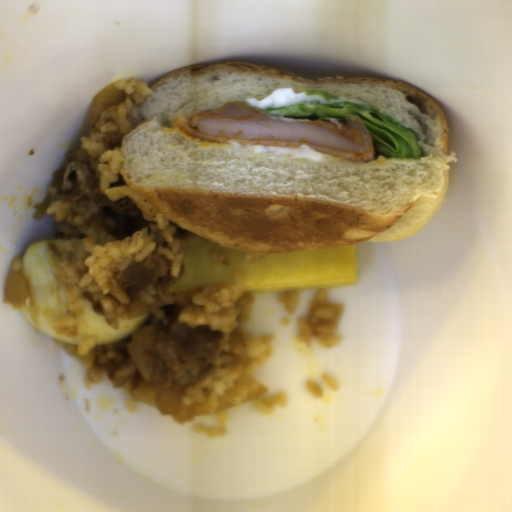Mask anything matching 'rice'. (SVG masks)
Masks as SVG:
<instances>
[{"instance_id":"b023fe2a","label":"rice","mask_w":512,"mask_h":512,"mask_svg":"<svg viewBox=\"0 0 512 512\" xmlns=\"http://www.w3.org/2000/svg\"><path fill=\"white\" fill-rule=\"evenodd\" d=\"M255 409L262 414L271 413L274 406H286V397L283 391H279L275 395H260L250 400Z\"/></svg>"},{"instance_id":"5b1b7eff","label":"rice","mask_w":512,"mask_h":512,"mask_svg":"<svg viewBox=\"0 0 512 512\" xmlns=\"http://www.w3.org/2000/svg\"><path fill=\"white\" fill-rule=\"evenodd\" d=\"M322 381L333 391H337L339 386L332 376L322 375Z\"/></svg>"},{"instance_id":"50a67109","label":"rice","mask_w":512,"mask_h":512,"mask_svg":"<svg viewBox=\"0 0 512 512\" xmlns=\"http://www.w3.org/2000/svg\"><path fill=\"white\" fill-rule=\"evenodd\" d=\"M157 292L153 287H147L144 291H142L138 296H140L142 303L144 304H153L154 296Z\"/></svg>"},{"instance_id":"652b925c","label":"rice","mask_w":512,"mask_h":512,"mask_svg":"<svg viewBox=\"0 0 512 512\" xmlns=\"http://www.w3.org/2000/svg\"><path fill=\"white\" fill-rule=\"evenodd\" d=\"M116 85L123 91L124 100L104 111L96 131L81 138V147L100 160L99 190L111 201L131 197L149 223L123 240L98 242L85 236L82 242L84 248L70 246V240L59 245L58 253L73 252L76 257L73 263L65 261L52 269L54 275L67 284L65 301L68 312L62 314L54 325L58 333L64 336L77 335V316L84 307L78 293L85 285H88L93 299L99 302L106 324L117 328V319L130 317L128 304L132 300L115 280V273L126 271L132 263L143 262L153 254H162L171 259L170 274L176 277L184 260L183 242L172 236L176 227L162 215L158 207L128 185L111 187L112 183L118 181L124 157L121 150L104 149L102 139L115 131L123 134L133 131L128 120L129 112L153 93L143 80L138 81L137 78L121 79Z\"/></svg>"},{"instance_id":"e7b20468","label":"rice","mask_w":512,"mask_h":512,"mask_svg":"<svg viewBox=\"0 0 512 512\" xmlns=\"http://www.w3.org/2000/svg\"><path fill=\"white\" fill-rule=\"evenodd\" d=\"M208 254H209L210 258L213 259L215 262H218L221 264L229 262V254L220 250L217 247L209 250Z\"/></svg>"},{"instance_id":"fb1fb577","label":"rice","mask_w":512,"mask_h":512,"mask_svg":"<svg viewBox=\"0 0 512 512\" xmlns=\"http://www.w3.org/2000/svg\"><path fill=\"white\" fill-rule=\"evenodd\" d=\"M23 264L22 257L20 255L12 256L10 262L11 271H17L20 273L21 266Z\"/></svg>"},{"instance_id":"f2f60c81","label":"rice","mask_w":512,"mask_h":512,"mask_svg":"<svg viewBox=\"0 0 512 512\" xmlns=\"http://www.w3.org/2000/svg\"><path fill=\"white\" fill-rule=\"evenodd\" d=\"M194 431L205 433L208 438L218 437L225 433V429L222 426L206 427L202 423H195L193 427Z\"/></svg>"},{"instance_id":"023b6e5f","label":"rice","mask_w":512,"mask_h":512,"mask_svg":"<svg viewBox=\"0 0 512 512\" xmlns=\"http://www.w3.org/2000/svg\"><path fill=\"white\" fill-rule=\"evenodd\" d=\"M200 295L192 298L178 322L195 327L204 325L223 334L211 373L199 381L184 386L180 401L199 404L207 410L217 411L219 398L233 383L251 375L274 356L275 334L257 337L242 329L252 314L256 300L247 293L243 275L235 269L229 284H208Z\"/></svg>"},{"instance_id":"9e0e92f6","label":"rice","mask_w":512,"mask_h":512,"mask_svg":"<svg viewBox=\"0 0 512 512\" xmlns=\"http://www.w3.org/2000/svg\"><path fill=\"white\" fill-rule=\"evenodd\" d=\"M314 300L327 301V293L325 289H320L319 291L314 293Z\"/></svg>"},{"instance_id":"d2b440a0","label":"rice","mask_w":512,"mask_h":512,"mask_svg":"<svg viewBox=\"0 0 512 512\" xmlns=\"http://www.w3.org/2000/svg\"><path fill=\"white\" fill-rule=\"evenodd\" d=\"M305 386L309 393H311L313 396H315L318 399H323L324 393L319 385V383L313 381V380H307L305 381Z\"/></svg>"},{"instance_id":"e3fd555f","label":"rice","mask_w":512,"mask_h":512,"mask_svg":"<svg viewBox=\"0 0 512 512\" xmlns=\"http://www.w3.org/2000/svg\"><path fill=\"white\" fill-rule=\"evenodd\" d=\"M277 299L283 304L286 313L293 315L300 305L301 296L298 289H294L280 294Z\"/></svg>"},{"instance_id":"a3056103","label":"rice","mask_w":512,"mask_h":512,"mask_svg":"<svg viewBox=\"0 0 512 512\" xmlns=\"http://www.w3.org/2000/svg\"><path fill=\"white\" fill-rule=\"evenodd\" d=\"M62 197V196H61ZM61 197L48 205L46 213L53 215L55 222L61 223L70 207L69 203L60 201Z\"/></svg>"},{"instance_id":"8eca5e8b","label":"rice","mask_w":512,"mask_h":512,"mask_svg":"<svg viewBox=\"0 0 512 512\" xmlns=\"http://www.w3.org/2000/svg\"><path fill=\"white\" fill-rule=\"evenodd\" d=\"M98 348L95 336L85 337L78 345L66 343L64 349L67 355L76 357L80 364L85 366L84 385L87 388H93L95 383L101 382L105 371L93 368V353Z\"/></svg>"},{"instance_id":"acb35da6","label":"rice","mask_w":512,"mask_h":512,"mask_svg":"<svg viewBox=\"0 0 512 512\" xmlns=\"http://www.w3.org/2000/svg\"><path fill=\"white\" fill-rule=\"evenodd\" d=\"M307 314L299 319V340L303 343H311L312 339H318L321 346L333 347L340 342L341 334L334 335L336 326H321L317 329L318 335H312L311 329L306 323Z\"/></svg>"},{"instance_id":"a0d8f996","label":"rice","mask_w":512,"mask_h":512,"mask_svg":"<svg viewBox=\"0 0 512 512\" xmlns=\"http://www.w3.org/2000/svg\"><path fill=\"white\" fill-rule=\"evenodd\" d=\"M267 252H248L245 256V259L247 260H252L254 258H258V257H262L263 255H265Z\"/></svg>"},{"instance_id":"0b520998","label":"rice","mask_w":512,"mask_h":512,"mask_svg":"<svg viewBox=\"0 0 512 512\" xmlns=\"http://www.w3.org/2000/svg\"><path fill=\"white\" fill-rule=\"evenodd\" d=\"M335 315L332 308H316L313 311L312 321L317 323L319 320H329Z\"/></svg>"},{"instance_id":"6a4a8fe4","label":"rice","mask_w":512,"mask_h":512,"mask_svg":"<svg viewBox=\"0 0 512 512\" xmlns=\"http://www.w3.org/2000/svg\"><path fill=\"white\" fill-rule=\"evenodd\" d=\"M215 417L217 419L218 424H221L223 426L226 425L228 419L226 409L217 411Z\"/></svg>"}]
</instances>
